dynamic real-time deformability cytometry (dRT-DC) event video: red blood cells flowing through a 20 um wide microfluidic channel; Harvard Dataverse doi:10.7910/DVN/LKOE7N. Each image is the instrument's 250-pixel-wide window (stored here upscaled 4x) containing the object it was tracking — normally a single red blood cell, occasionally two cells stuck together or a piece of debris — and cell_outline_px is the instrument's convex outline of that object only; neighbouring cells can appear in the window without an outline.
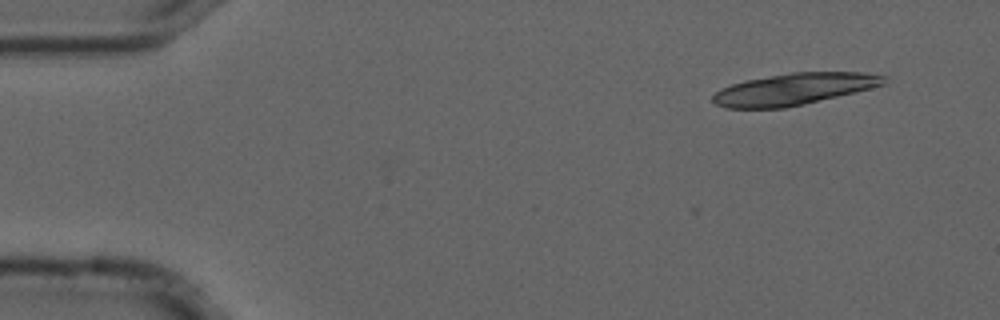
{"species": "common noctule bat (a hibernating species)", "species_latin": "Nyctalus noctula", "temperature_condition": "cold", "stored_images_in_passage": 2, "camera_frame_rate_fps": 3000, "um_per_image_px": 0.085, "animal": {"sex": "male", "forearm_length_mm": 52.5}, "frame": {"image": 1, "passage_image": 2, "time_ms": 0.333, "image_size_px": [1000, 320], "cell_outline_px": [[888, 76], [884, 84], [804, 104], [784, 108], [724, 108], [716, 104], [712, 100], [712, 96], [720, 88], [744, 80], [792, 72], [864, 72]], "centroid_in_image_um": [67.44, 7.57], "position_along_channel_um": 17.6, "area_um2": 31.33}}